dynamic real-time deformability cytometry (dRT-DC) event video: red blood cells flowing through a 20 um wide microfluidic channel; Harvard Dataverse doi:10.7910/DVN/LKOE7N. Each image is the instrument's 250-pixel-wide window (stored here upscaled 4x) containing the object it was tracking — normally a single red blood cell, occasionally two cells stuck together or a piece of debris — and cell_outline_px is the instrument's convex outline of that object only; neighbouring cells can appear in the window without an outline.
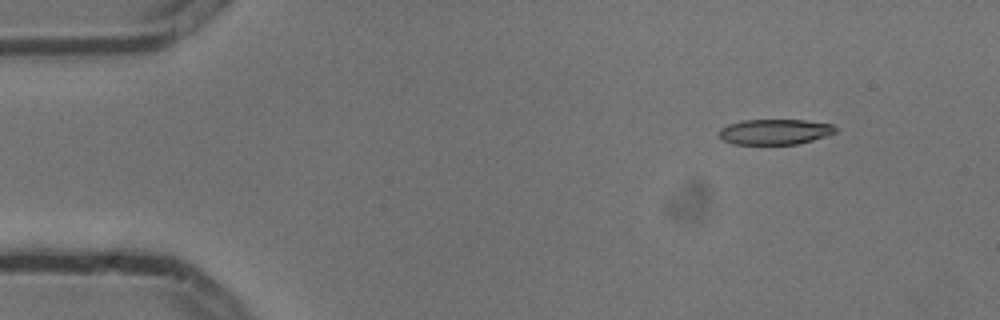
{"species": "common noctule bat (a hibernating species)", "species_latin": "Nyctalus noctula", "temperature_condition": "cold", "stored_images_in_passage": 3, "camera_frame_rate_fps": 3000, "um_per_image_px": 0.085, "animal": {"sex": "male", "body_mass_g": 13.3}, "frame": {"image": 1, "passage_image": 1, "time_ms": 0.0, "image_size_px": [1000, 320], "cell_outline_px": [[836, 132], [828, 136], [796, 144], [732, 144], [724, 140], [720, 136], [720, 128], [728, 124], [740, 120], [804, 120], [832, 124], [836, 128]], "centroid_in_image_um": [65.87, 11.2], "position_along_channel_um": 19.1, "area_um2": 17.22}}
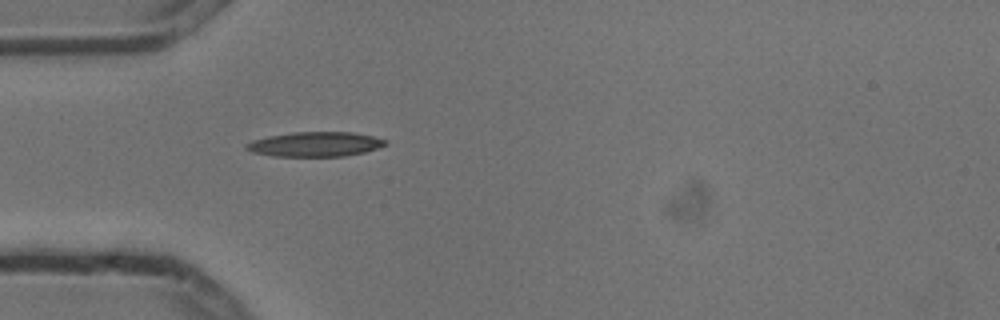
{"frame": {"image": 2, "passage_image": 3, "time_ms": 0.667, "image_size_px": [1000, 320], "cell_outline_px": [[388, 144], [364, 152], [344, 156], [276, 156], [252, 152], [244, 148], [244, 144], [252, 140], [268, 136], [292, 132], [352, 132], [372, 136], [388, 140]], "centroid_in_image_um": [26.77, 12.25], "position_along_channel_um": 58.2, "area_um2": 20.0}}